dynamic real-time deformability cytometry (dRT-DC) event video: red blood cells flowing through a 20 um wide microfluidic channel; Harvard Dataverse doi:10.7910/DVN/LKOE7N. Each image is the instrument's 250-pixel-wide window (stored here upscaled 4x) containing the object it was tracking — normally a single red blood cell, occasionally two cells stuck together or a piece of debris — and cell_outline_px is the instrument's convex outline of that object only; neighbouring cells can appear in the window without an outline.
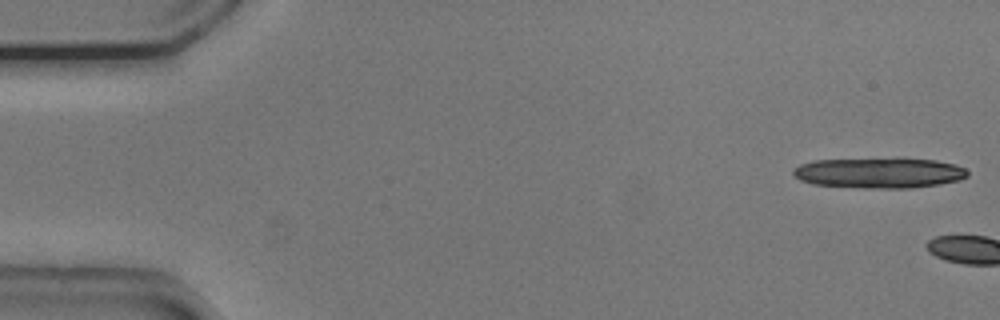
{"species": "common noctule bat (a hibernating species)", "species_latin": "Nyctalus noctula", "temperature_condition": "cold", "stored_images_in_passage": 4, "camera_frame_rate_fps": 3000, "um_per_image_px": 0.085, "animal": {"sex": "male", "body_mass_g": 20.5, "forearm_length_mm": 52.5}, "frame": {"image": 1, "passage_image": 1, "time_ms": 0.0, "image_size_px": [1000, 320], "cell_outline_px": [[968, 176], [960, 180], [940, 184], [912, 188], [864, 188], [812, 184], [800, 180], [792, 172], [792, 168], [800, 164], [812, 160], [896, 156], [900, 156], [936, 160], [956, 164], [964, 168], [968, 172]], "centroid_in_image_um": [74.74, 14.65], "position_along_channel_um": 10.3, "area_um2": 32.19}}